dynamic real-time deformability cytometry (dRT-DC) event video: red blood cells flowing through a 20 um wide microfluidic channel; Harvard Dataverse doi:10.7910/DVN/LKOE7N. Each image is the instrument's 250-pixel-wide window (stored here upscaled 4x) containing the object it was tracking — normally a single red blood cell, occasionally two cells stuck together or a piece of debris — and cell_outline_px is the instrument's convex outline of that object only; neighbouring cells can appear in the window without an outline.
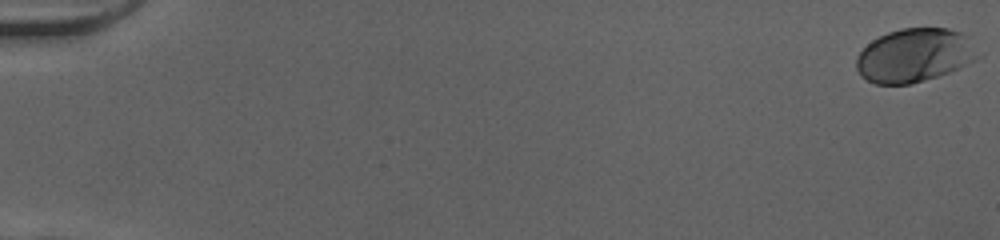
{"species": "human", "species_latin": "Homo sapiens", "temperature_condition": "cold", "stored_images_in_passage": 53, "camera_frame_rate_fps": 3000, "um_per_image_px": 0.085, "donor": {"sex": "female"}, "frame": {"image": 1, "passage_image": 1, "time_ms": 0.0, "image_size_px": [1000, 240], "cell_outline_px": [[980, 56], [960, 68], [912, 84], [876, 84], [860, 76], [856, 68], [856, 56], [872, 40], [888, 32], [900, 28], [948, 28], [960, 32], [964, 36]], "centroid_in_image_um": [77.68, 4.71], "position_along_channel_um": 7.3, "area_um2": 37.57}}
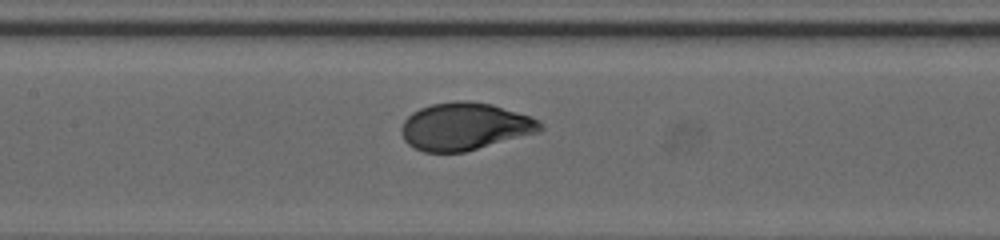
{"frame": {"image": 2, "passage_image": 27, "time_ms": 8.667, "image_size_px": [1000, 240], "cell_outline_px": [[544, 128], [536, 132], [464, 152], [424, 152], [408, 144], [404, 140], [400, 132], [400, 128], [404, 120], [412, 112], [420, 108], [432, 104], [456, 100], [468, 100], [492, 104], [528, 116], [536, 120]], "centroid_in_image_um": [39.43, 10.74], "position_along_channel_um": 168.0, "area_um2": 37.97}}
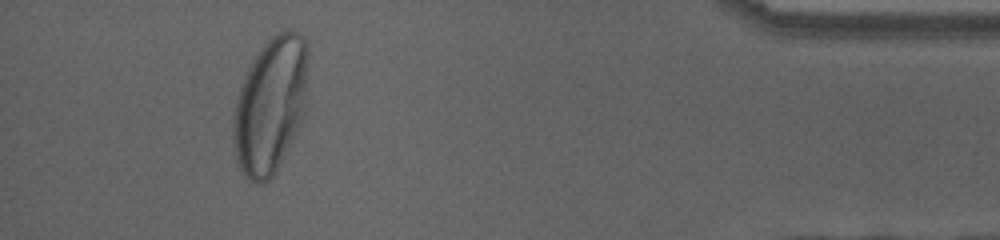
{"frame": {"image": 3, "passage_image": 49, "time_ms": 16.0, "image_size_px": [1000, 240], "cell_outline_px": [[308, 92], [304, 116], [292, 140], [272, 176], [264, 184], [256, 184], [244, 176], [236, 160], [232, 140], [232, 112], [240, 88], [248, 68], [256, 56], [268, 40], [276, 32], [284, 28], [288, 28], [304, 36], [308, 44]], "centroid_in_image_um": [23.0, 8.92], "position_along_channel_um": 412.2, "area_um2": 60.11}}